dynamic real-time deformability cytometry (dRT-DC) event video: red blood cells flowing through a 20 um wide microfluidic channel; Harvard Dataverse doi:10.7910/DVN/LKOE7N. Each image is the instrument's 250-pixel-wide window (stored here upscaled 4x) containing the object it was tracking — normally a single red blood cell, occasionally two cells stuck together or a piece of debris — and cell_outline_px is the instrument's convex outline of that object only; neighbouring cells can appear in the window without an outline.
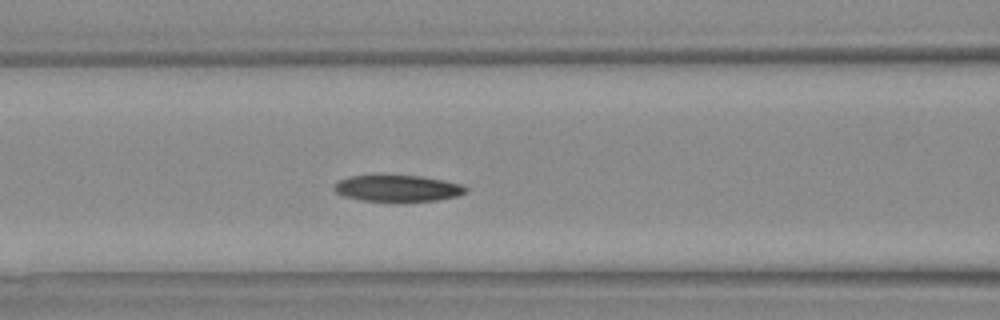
{"species": "Egyptian fruit bat (a non-hibernating species)", "species_latin": "Rousettus aegyptiacus", "temperature_condition": "warm", "stored_images_in_passage": 17, "camera_frame_rate_fps": 3000, "um_per_image_px": 0.085, "animal": {"sex": "female"}, "frame": {"image": 1, "passage_image": 12, "time_ms": 3.667, "image_size_px": [1000, 320], "cell_outline_px": [[468, 192], [456, 196], [436, 200], [404, 204], [364, 200], [344, 196], [336, 192], [332, 188], [340, 180], [348, 176], [420, 176], [444, 180], [460, 184], [468, 188]], "centroid_in_image_um": [33.83, 16.05], "position_along_channel_um": 132.8, "area_um2": 20.69}}